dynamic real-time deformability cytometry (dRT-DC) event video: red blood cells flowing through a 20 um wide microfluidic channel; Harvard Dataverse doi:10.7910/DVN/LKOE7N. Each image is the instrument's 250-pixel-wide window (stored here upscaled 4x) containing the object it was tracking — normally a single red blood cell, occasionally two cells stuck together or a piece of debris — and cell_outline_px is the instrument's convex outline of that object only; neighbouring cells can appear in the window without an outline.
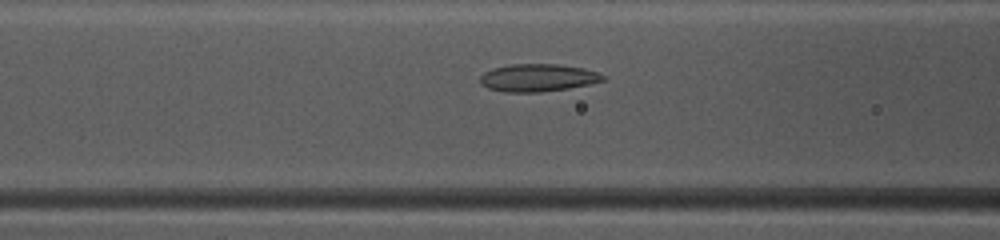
{"species": "common noctule bat (a hibernating species)", "species_latin": "Nyctalus noctula", "temperature_condition": "warm", "stored_images_in_passage": 44, "camera_frame_rate_fps": 3000, "um_per_image_px": 0.085, "animal": {"sex": "female", "body_mass_g": 10.0, "forearm_length_mm": 53.1}, "frame": {"image": 1, "passage_image": 20, "time_ms": 6.333, "image_size_px": [1000, 240], "cell_outline_px": [[608, 76], [604, 80], [592, 84], [568, 88], [540, 92], [504, 92], [488, 88], [480, 84], [480, 76], [484, 72], [492, 68], [512, 64], [556, 64], [584, 68], [600, 72]], "centroid_in_image_um": [45.75, 6.61], "position_along_channel_um": 120.8, "area_um2": 20.0}}
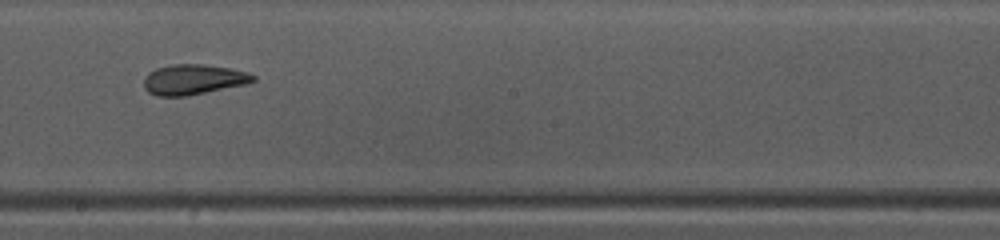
{"frame": {"image": 2, "passage_image": 28, "time_ms": 9.0, "image_size_px": [1000, 240], "cell_outline_px": [[256, 80], [244, 84], [188, 96], [156, 96], [148, 92], [144, 88], [144, 76], [148, 72], [156, 68], [172, 64], [204, 64], [228, 68], [248, 72], [256, 76]], "centroid_in_image_um": [16.4, 6.75], "position_along_channel_um": 231.8, "area_um2": 19.31}}
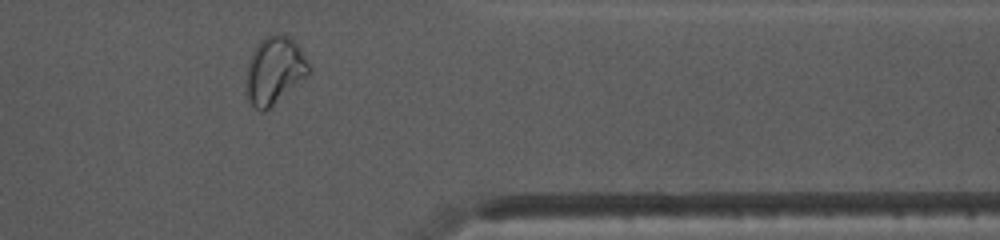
{"frame": {"image": 3, "passage_image": 40, "time_ms": 13.0, "image_size_px": [1000, 240], "cell_outline_px": [[312, 72], [308, 76], [264, 112], [260, 112], [248, 100], [248, 60], [252, 52], [260, 40], [264, 36], [276, 32], [280, 32], [288, 36], [300, 48], [312, 68]], "centroid_in_image_um": [23.37, 5.95], "position_along_channel_um": 388.0, "area_um2": 24.57}, "authors_computed_cell_mechanics": {"area_um2": 20.5479, "velocity_mm_per_s": 4.1461, "shape_relaxation_time_tau1_ms": null, "shape_relaxation_time_tau2_ms": 1.3816, "deformation_change_tau1": null, "deformation_change_tau2": 0.0612}}